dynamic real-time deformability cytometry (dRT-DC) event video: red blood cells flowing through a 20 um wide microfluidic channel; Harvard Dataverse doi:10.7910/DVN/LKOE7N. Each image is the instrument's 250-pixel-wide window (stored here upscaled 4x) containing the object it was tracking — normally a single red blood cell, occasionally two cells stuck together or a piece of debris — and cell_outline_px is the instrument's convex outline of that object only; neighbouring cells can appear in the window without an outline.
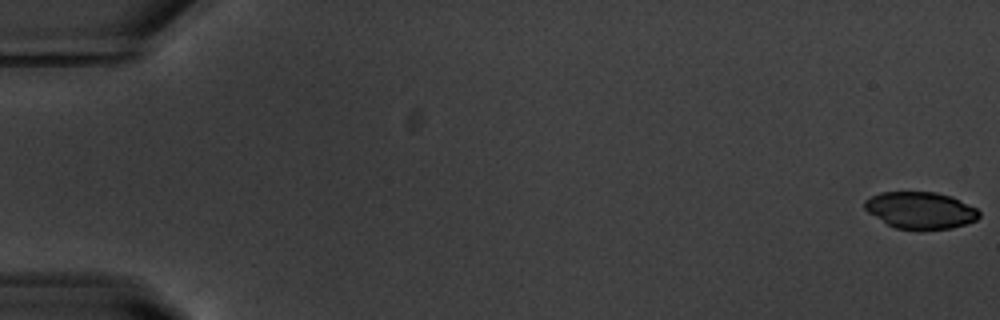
{"species": "common noctule bat (a hibernating species)", "species_latin": "Nyctalus noctula", "temperature_condition": "warm", "stored_images_in_passage": 55, "camera_frame_rate_fps": 3000, "um_per_image_px": 0.085, "animal": {"sex": "male", "body_mass_g": 20.1, "forearm_length_mm": 53.5}, "frame": {"image": 1, "passage_image": 1, "time_ms": 0.0, "image_size_px": [1000, 320], "cell_outline_px": [[980, 216], [976, 220], [952, 228], [920, 232], [896, 228], [888, 224], [868, 212], [864, 208], [864, 200], [880, 192], [936, 192], [952, 196], [976, 208], [980, 212]], "centroid_in_image_um": [78.25, 17.9], "position_along_channel_um": 6.8, "area_um2": 24.97}}
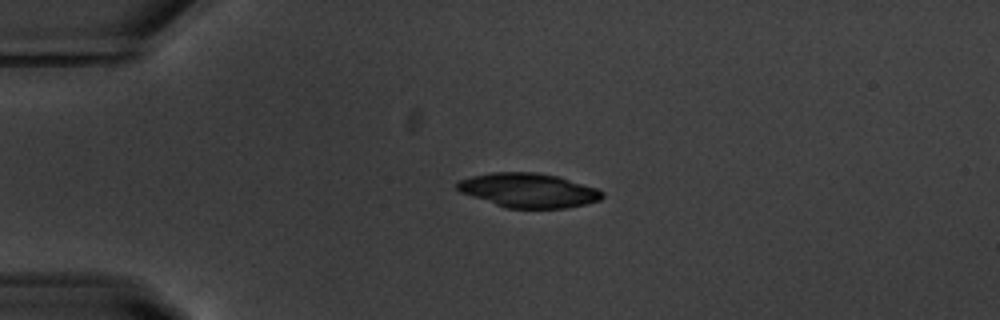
{"frame": {"image": 2, "passage_image": 14, "time_ms": 4.333, "image_size_px": [1000, 320], "cell_outline_px": [[604, 196], [600, 200], [584, 204], [564, 208], [504, 208], [460, 192], [456, 188], [456, 184], [460, 180], [472, 176], [492, 172], [536, 172], [560, 176], [596, 188], [604, 192]], "centroid_in_image_um": [44.92, 16.17], "position_along_channel_um": 40.1, "area_um2": 29.07}}
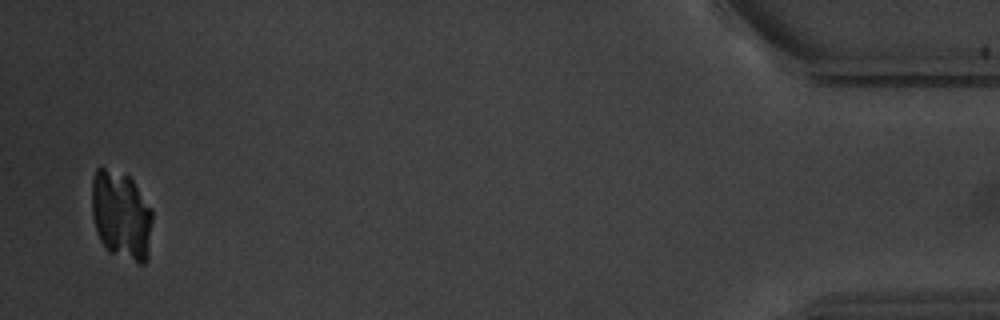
{"frame": {"image": 3, "passage_image": 54, "time_ms": 17.667, "image_size_px": [1000, 320], "cell_outline_px": [[152, 220], [148, 260], [144, 264], [140, 264], [108, 252], [100, 240], [96, 228], [92, 212], [92, 176], [96, 168], [104, 168], [128, 176], [132, 180], [152, 208]], "centroid_in_image_um": [10.32, 18.33], "position_along_channel_um": 424.9, "area_um2": 31.44}}